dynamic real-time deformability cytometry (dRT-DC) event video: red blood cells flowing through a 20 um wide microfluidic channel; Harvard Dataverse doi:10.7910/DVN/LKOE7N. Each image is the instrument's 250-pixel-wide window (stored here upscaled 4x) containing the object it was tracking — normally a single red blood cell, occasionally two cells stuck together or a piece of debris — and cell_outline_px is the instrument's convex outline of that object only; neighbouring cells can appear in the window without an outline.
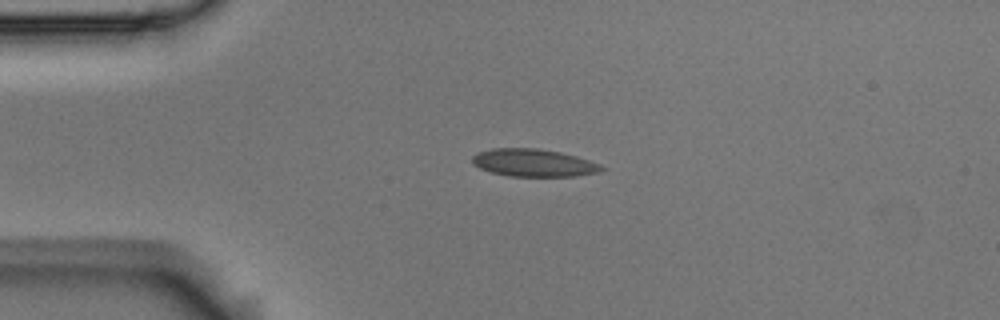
{"species": "Egyptian fruit bat (a non-hibernating species)", "species_latin": "Rousettus aegyptiacus", "temperature_condition": "room temperature", "stored_images_in_passage": 4, "camera_frame_rate_fps": 3000, "um_per_image_px": 0.085, "animal": {"sex": "male"}, "frame": {"image": 1, "passage_image": 2, "time_ms": 0.333, "image_size_px": [1000, 320], "cell_outline_px": [[608, 168], [600, 172], [576, 176], [508, 176], [492, 172], [480, 168], [472, 164], [472, 156], [476, 152], [492, 148], [536, 148], [560, 152], [576, 156], [600, 164]], "centroid_in_image_um": [45.36, 13.84], "position_along_channel_um": 39.6, "area_um2": 20.92}}
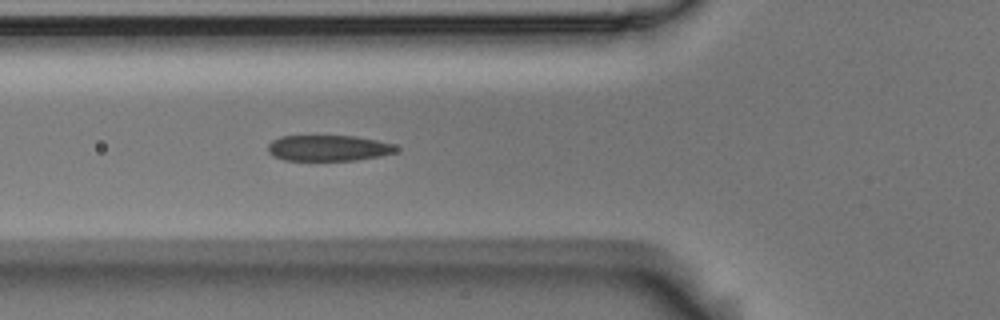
{"frame": {"image": 2, "passage_image": 4, "time_ms": 1.0, "image_size_px": [1000, 320], "cell_outline_px": [[400, 148], [396, 152], [380, 156], [356, 160], [284, 160], [272, 156], [268, 152], [268, 144], [272, 140], [280, 136], [356, 136], [376, 140], [392, 144]], "centroid_in_image_um": [27.9, 12.58], "position_along_channel_um": 97.9, "area_um2": 19.36}}